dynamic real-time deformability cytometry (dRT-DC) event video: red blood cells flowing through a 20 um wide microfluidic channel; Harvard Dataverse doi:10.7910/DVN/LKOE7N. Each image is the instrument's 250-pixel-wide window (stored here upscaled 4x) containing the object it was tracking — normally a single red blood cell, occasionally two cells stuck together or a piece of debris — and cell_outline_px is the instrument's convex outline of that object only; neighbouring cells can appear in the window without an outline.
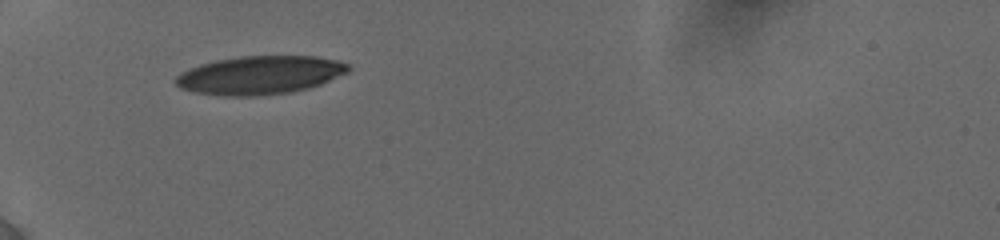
{"species": "human", "species_latin": "Homo sapiens", "temperature_condition": "cold", "stored_images_in_passage": 43, "camera_frame_rate_fps": 3000, "um_per_image_px": 0.085, "donor": {"sex": "female"}, "frame": {"image": 1, "passage_image": 1, "time_ms": 0.0, "image_size_px": [1000, 240], "cell_outline_px": [[352, 68], [348, 72], [320, 84], [308, 88], [292, 92], [252, 96], [228, 96], [196, 92], [180, 88], [172, 80], [180, 72], [188, 68], [200, 64], [216, 60], [240, 56], [316, 56], [336, 60], [348, 64]], "centroid_in_image_um": [22.07, 6.38], "position_along_channel_um": 62.9, "area_um2": 38.67}}
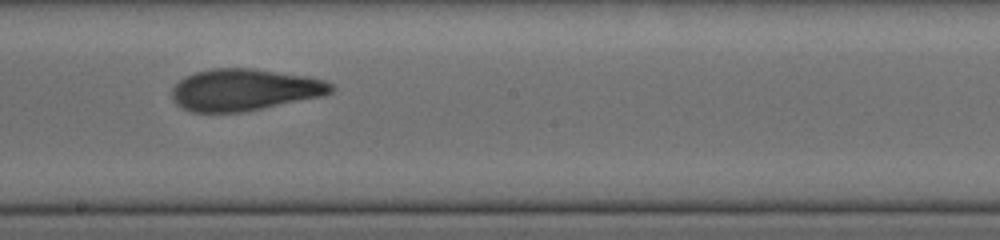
{"frame": {"image": 2, "passage_image": 22, "time_ms": 4.667, "image_size_px": [1000, 240], "cell_outline_px": [[336, 88], [332, 92], [324, 96], [240, 112], [192, 112], [176, 104], [172, 100], [172, 88], [184, 76], [196, 72], [212, 68], [252, 68], [308, 76], [324, 80], [332, 84]], "centroid_in_image_um": [20.79, 7.62], "position_along_channel_um": 227.4, "area_um2": 38.78}}
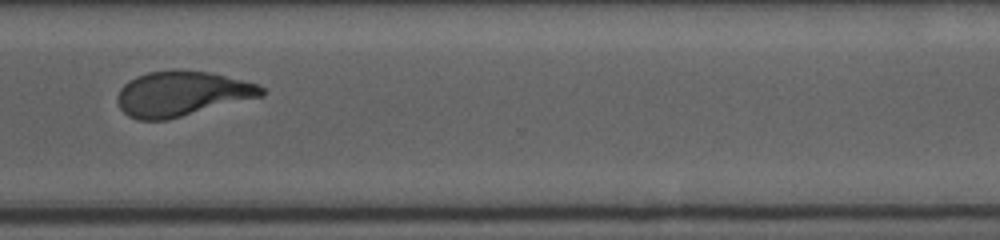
{"frame": {"image": 3, "passage_image": 42, "time_ms": 8.0, "image_size_px": [1000, 240], "cell_outline_px": [[268, 92], [264, 96], [168, 120], [136, 120], [128, 116], [120, 108], [116, 100], [116, 96], [120, 88], [128, 80], [136, 76], [148, 72], [176, 68], [208, 72], [256, 84], [264, 88]], "centroid_in_image_um": [15.43, 7.97], "position_along_channel_um": 355.2, "area_um2": 38.26}}